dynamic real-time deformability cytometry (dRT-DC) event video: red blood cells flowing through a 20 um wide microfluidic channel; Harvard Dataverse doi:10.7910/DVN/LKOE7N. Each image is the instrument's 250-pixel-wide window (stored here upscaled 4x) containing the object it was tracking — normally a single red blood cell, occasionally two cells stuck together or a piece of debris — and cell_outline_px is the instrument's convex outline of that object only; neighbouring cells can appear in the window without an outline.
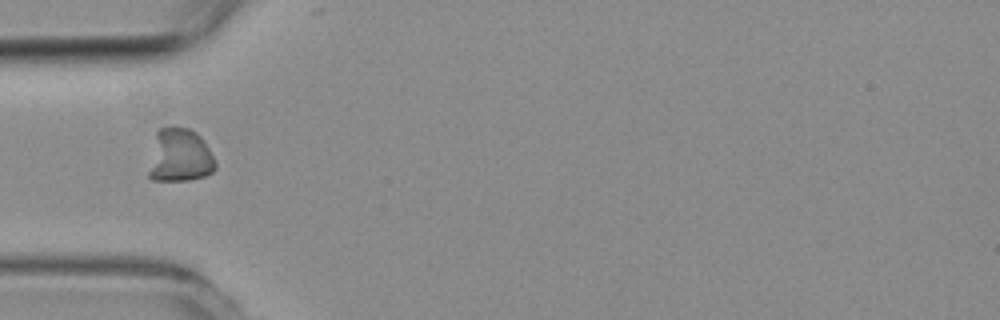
{"species": "common noctule bat (a hibernating species)", "species_latin": "Nyctalus noctula", "temperature_condition": "room temperature", "stored_images_in_passage": 11, "camera_frame_rate_fps": 3000, "um_per_image_px": 0.085, "animal": {"sex": "female", "body_mass_g": 19.3, "forearm_length_mm": 54.1}, "frame": {"image": 1, "passage_image": 1, "time_ms": 0.0, "image_size_px": [1000, 320], "cell_outline_px": [[216, 168], [212, 172], [204, 176], [188, 180], [152, 180], [148, 176], [148, 172], [156, 132], [160, 128], [172, 124], [188, 128], [196, 132], [204, 140], [216, 160]], "centroid_in_image_um": [15.29, 13.19], "position_along_channel_um": 69.7, "area_um2": 21.1}}
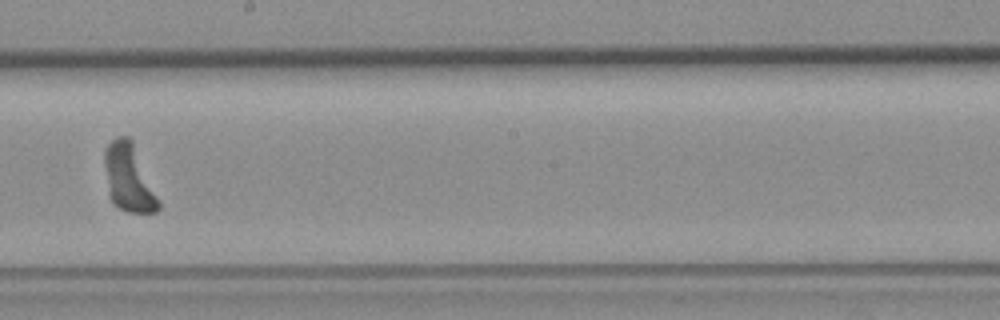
{"frame": {"image": 2, "passage_image": 5, "time_ms": 4.667, "image_size_px": [1000, 320], "cell_outline_px": [[160, 208], [156, 212], [128, 212], [112, 204], [108, 192], [104, 164], [104, 148], [116, 136], [128, 136], [132, 140], [160, 204]], "centroid_in_image_um": [10.9, 15.12], "position_along_channel_um": 237.3, "area_um2": 20.98}}
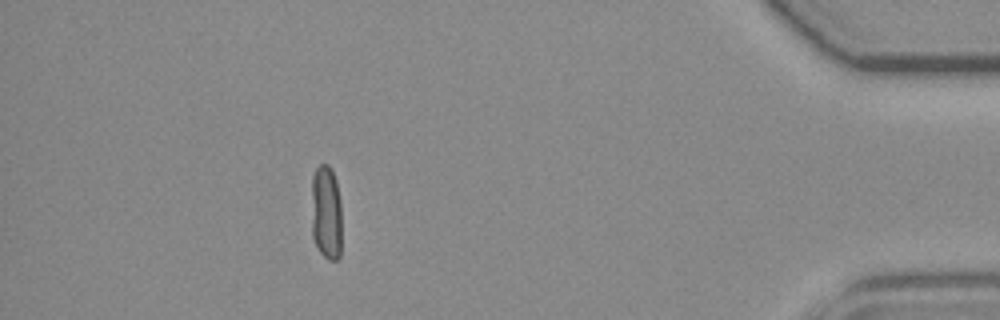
{"frame": {"image": 3, "passage_image": 10, "time_ms": 11.0, "image_size_px": [1000, 320], "cell_outline_px": [[340, 256], [336, 260], [328, 260], [320, 252], [312, 236], [312, 176], [316, 168], [320, 164], [328, 164], [336, 180], [340, 200]], "centroid_in_image_um": [27.71, 18.06], "position_along_channel_um": 407.5, "area_um2": 16.7}}